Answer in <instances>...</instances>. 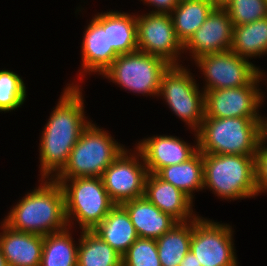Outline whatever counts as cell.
Listing matches in <instances>:
<instances>
[{
    "label": "cell",
    "instance_id": "cell-1",
    "mask_svg": "<svg viewBox=\"0 0 267 266\" xmlns=\"http://www.w3.org/2000/svg\"><path fill=\"white\" fill-rule=\"evenodd\" d=\"M81 90L77 84L64 89L42 131L39 153L43 179L50 175L53 178L63 169L71 150L91 122L85 119Z\"/></svg>",
    "mask_w": 267,
    "mask_h": 266
},
{
    "label": "cell",
    "instance_id": "cell-2",
    "mask_svg": "<svg viewBox=\"0 0 267 266\" xmlns=\"http://www.w3.org/2000/svg\"><path fill=\"white\" fill-rule=\"evenodd\" d=\"M41 179L40 186L19 200L3 220L12 229L45 236L67 228L61 184L53 178Z\"/></svg>",
    "mask_w": 267,
    "mask_h": 266
},
{
    "label": "cell",
    "instance_id": "cell-3",
    "mask_svg": "<svg viewBox=\"0 0 267 266\" xmlns=\"http://www.w3.org/2000/svg\"><path fill=\"white\" fill-rule=\"evenodd\" d=\"M263 117H204L196 132L198 150L208 154L256 155Z\"/></svg>",
    "mask_w": 267,
    "mask_h": 266
},
{
    "label": "cell",
    "instance_id": "cell-4",
    "mask_svg": "<svg viewBox=\"0 0 267 266\" xmlns=\"http://www.w3.org/2000/svg\"><path fill=\"white\" fill-rule=\"evenodd\" d=\"M204 189L219 197L237 200L258 195L255 155L203 153Z\"/></svg>",
    "mask_w": 267,
    "mask_h": 266
},
{
    "label": "cell",
    "instance_id": "cell-5",
    "mask_svg": "<svg viewBox=\"0 0 267 266\" xmlns=\"http://www.w3.org/2000/svg\"><path fill=\"white\" fill-rule=\"evenodd\" d=\"M113 140L108 132L90 122L71 150L67 164L53 179L60 183L63 179L101 177L124 150Z\"/></svg>",
    "mask_w": 267,
    "mask_h": 266
},
{
    "label": "cell",
    "instance_id": "cell-6",
    "mask_svg": "<svg viewBox=\"0 0 267 266\" xmlns=\"http://www.w3.org/2000/svg\"><path fill=\"white\" fill-rule=\"evenodd\" d=\"M60 184L65 195L68 226L71 225L70 219L76 218L81 230H93L116 205L110 199L101 177L63 179Z\"/></svg>",
    "mask_w": 267,
    "mask_h": 266
},
{
    "label": "cell",
    "instance_id": "cell-7",
    "mask_svg": "<svg viewBox=\"0 0 267 266\" xmlns=\"http://www.w3.org/2000/svg\"><path fill=\"white\" fill-rule=\"evenodd\" d=\"M169 66L159 56L136 51L119 55L101 75L133 93L158 96L162 75Z\"/></svg>",
    "mask_w": 267,
    "mask_h": 266
},
{
    "label": "cell",
    "instance_id": "cell-8",
    "mask_svg": "<svg viewBox=\"0 0 267 266\" xmlns=\"http://www.w3.org/2000/svg\"><path fill=\"white\" fill-rule=\"evenodd\" d=\"M158 96H163L173 113L195 132L205 117V93H200L191 73L181 65H170L163 73Z\"/></svg>",
    "mask_w": 267,
    "mask_h": 266
},
{
    "label": "cell",
    "instance_id": "cell-9",
    "mask_svg": "<svg viewBox=\"0 0 267 266\" xmlns=\"http://www.w3.org/2000/svg\"><path fill=\"white\" fill-rule=\"evenodd\" d=\"M202 70L206 86L204 93L210 90L236 88L245 85H258L263 73L249 60L241 58L229 50L220 53L205 54L194 59Z\"/></svg>",
    "mask_w": 267,
    "mask_h": 266
},
{
    "label": "cell",
    "instance_id": "cell-10",
    "mask_svg": "<svg viewBox=\"0 0 267 266\" xmlns=\"http://www.w3.org/2000/svg\"><path fill=\"white\" fill-rule=\"evenodd\" d=\"M232 232L230 225L200 216L193 219L190 250L198 263L201 266H238Z\"/></svg>",
    "mask_w": 267,
    "mask_h": 266
},
{
    "label": "cell",
    "instance_id": "cell-11",
    "mask_svg": "<svg viewBox=\"0 0 267 266\" xmlns=\"http://www.w3.org/2000/svg\"><path fill=\"white\" fill-rule=\"evenodd\" d=\"M134 153L128 155L127 149L105 169L101 179L115 204H122L144 196L147 168L140 151L136 148ZM142 162H139L140 158Z\"/></svg>",
    "mask_w": 267,
    "mask_h": 266
},
{
    "label": "cell",
    "instance_id": "cell-12",
    "mask_svg": "<svg viewBox=\"0 0 267 266\" xmlns=\"http://www.w3.org/2000/svg\"><path fill=\"white\" fill-rule=\"evenodd\" d=\"M137 44L138 51L159 56L170 65H178V55L184 52L170 14L137 15Z\"/></svg>",
    "mask_w": 267,
    "mask_h": 266
},
{
    "label": "cell",
    "instance_id": "cell-13",
    "mask_svg": "<svg viewBox=\"0 0 267 266\" xmlns=\"http://www.w3.org/2000/svg\"><path fill=\"white\" fill-rule=\"evenodd\" d=\"M259 85H245L205 92V117H261L257 109L263 95ZM258 112V113H257Z\"/></svg>",
    "mask_w": 267,
    "mask_h": 266
},
{
    "label": "cell",
    "instance_id": "cell-14",
    "mask_svg": "<svg viewBox=\"0 0 267 266\" xmlns=\"http://www.w3.org/2000/svg\"><path fill=\"white\" fill-rule=\"evenodd\" d=\"M233 28L228 12L222 7H216L183 45V49H189L193 60L205 54L229 51L232 46Z\"/></svg>",
    "mask_w": 267,
    "mask_h": 266
},
{
    "label": "cell",
    "instance_id": "cell-15",
    "mask_svg": "<svg viewBox=\"0 0 267 266\" xmlns=\"http://www.w3.org/2000/svg\"><path fill=\"white\" fill-rule=\"evenodd\" d=\"M84 32L81 46L82 72H99L101 75L119 56L113 48H109L108 12L93 17Z\"/></svg>",
    "mask_w": 267,
    "mask_h": 266
},
{
    "label": "cell",
    "instance_id": "cell-16",
    "mask_svg": "<svg viewBox=\"0 0 267 266\" xmlns=\"http://www.w3.org/2000/svg\"><path fill=\"white\" fill-rule=\"evenodd\" d=\"M137 145L147 172L152 174H156L163 167L185 162L198 151V144L190 146L184 140L168 135L152 136Z\"/></svg>",
    "mask_w": 267,
    "mask_h": 266
},
{
    "label": "cell",
    "instance_id": "cell-17",
    "mask_svg": "<svg viewBox=\"0 0 267 266\" xmlns=\"http://www.w3.org/2000/svg\"><path fill=\"white\" fill-rule=\"evenodd\" d=\"M144 196L162 212L171 215L178 222H188L198 217L192 213L193 200L157 174H147Z\"/></svg>",
    "mask_w": 267,
    "mask_h": 266
},
{
    "label": "cell",
    "instance_id": "cell-18",
    "mask_svg": "<svg viewBox=\"0 0 267 266\" xmlns=\"http://www.w3.org/2000/svg\"><path fill=\"white\" fill-rule=\"evenodd\" d=\"M0 249L8 266H39L43 249V236L12 229L1 224Z\"/></svg>",
    "mask_w": 267,
    "mask_h": 266
},
{
    "label": "cell",
    "instance_id": "cell-19",
    "mask_svg": "<svg viewBox=\"0 0 267 266\" xmlns=\"http://www.w3.org/2000/svg\"><path fill=\"white\" fill-rule=\"evenodd\" d=\"M128 212L138 237L157 239L177 223L171 215L162 212L145 196L121 204Z\"/></svg>",
    "mask_w": 267,
    "mask_h": 266
},
{
    "label": "cell",
    "instance_id": "cell-20",
    "mask_svg": "<svg viewBox=\"0 0 267 266\" xmlns=\"http://www.w3.org/2000/svg\"><path fill=\"white\" fill-rule=\"evenodd\" d=\"M92 231L121 255L138 238L130 216L121 204H116Z\"/></svg>",
    "mask_w": 267,
    "mask_h": 266
},
{
    "label": "cell",
    "instance_id": "cell-21",
    "mask_svg": "<svg viewBox=\"0 0 267 266\" xmlns=\"http://www.w3.org/2000/svg\"><path fill=\"white\" fill-rule=\"evenodd\" d=\"M215 8L211 0H180L170 16L176 36L183 45Z\"/></svg>",
    "mask_w": 267,
    "mask_h": 266
},
{
    "label": "cell",
    "instance_id": "cell-22",
    "mask_svg": "<svg viewBox=\"0 0 267 266\" xmlns=\"http://www.w3.org/2000/svg\"><path fill=\"white\" fill-rule=\"evenodd\" d=\"M156 174L193 200V191L204 188L203 153L198 150L187 161L163 167Z\"/></svg>",
    "mask_w": 267,
    "mask_h": 266
},
{
    "label": "cell",
    "instance_id": "cell-23",
    "mask_svg": "<svg viewBox=\"0 0 267 266\" xmlns=\"http://www.w3.org/2000/svg\"><path fill=\"white\" fill-rule=\"evenodd\" d=\"M77 266H122V255L92 230H82Z\"/></svg>",
    "mask_w": 267,
    "mask_h": 266
},
{
    "label": "cell",
    "instance_id": "cell-24",
    "mask_svg": "<svg viewBox=\"0 0 267 266\" xmlns=\"http://www.w3.org/2000/svg\"><path fill=\"white\" fill-rule=\"evenodd\" d=\"M231 51L247 59L267 54V17L234 26Z\"/></svg>",
    "mask_w": 267,
    "mask_h": 266
},
{
    "label": "cell",
    "instance_id": "cell-25",
    "mask_svg": "<svg viewBox=\"0 0 267 266\" xmlns=\"http://www.w3.org/2000/svg\"><path fill=\"white\" fill-rule=\"evenodd\" d=\"M192 220L177 223L156 239L161 266H178L190 250Z\"/></svg>",
    "mask_w": 267,
    "mask_h": 266
},
{
    "label": "cell",
    "instance_id": "cell-26",
    "mask_svg": "<svg viewBox=\"0 0 267 266\" xmlns=\"http://www.w3.org/2000/svg\"><path fill=\"white\" fill-rule=\"evenodd\" d=\"M109 48L119 55L138 51L137 16L117 11L108 12Z\"/></svg>",
    "mask_w": 267,
    "mask_h": 266
},
{
    "label": "cell",
    "instance_id": "cell-27",
    "mask_svg": "<svg viewBox=\"0 0 267 266\" xmlns=\"http://www.w3.org/2000/svg\"><path fill=\"white\" fill-rule=\"evenodd\" d=\"M66 229L43 236L39 266H77V251L73 238Z\"/></svg>",
    "mask_w": 267,
    "mask_h": 266
},
{
    "label": "cell",
    "instance_id": "cell-28",
    "mask_svg": "<svg viewBox=\"0 0 267 266\" xmlns=\"http://www.w3.org/2000/svg\"><path fill=\"white\" fill-rule=\"evenodd\" d=\"M23 79L10 70H0V112L20 107L26 99Z\"/></svg>",
    "mask_w": 267,
    "mask_h": 266
},
{
    "label": "cell",
    "instance_id": "cell-29",
    "mask_svg": "<svg viewBox=\"0 0 267 266\" xmlns=\"http://www.w3.org/2000/svg\"><path fill=\"white\" fill-rule=\"evenodd\" d=\"M223 8L228 12L234 26L267 17L266 0H230Z\"/></svg>",
    "mask_w": 267,
    "mask_h": 266
},
{
    "label": "cell",
    "instance_id": "cell-30",
    "mask_svg": "<svg viewBox=\"0 0 267 266\" xmlns=\"http://www.w3.org/2000/svg\"><path fill=\"white\" fill-rule=\"evenodd\" d=\"M122 266H161L156 240L138 237L122 255Z\"/></svg>",
    "mask_w": 267,
    "mask_h": 266
},
{
    "label": "cell",
    "instance_id": "cell-31",
    "mask_svg": "<svg viewBox=\"0 0 267 266\" xmlns=\"http://www.w3.org/2000/svg\"><path fill=\"white\" fill-rule=\"evenodd\" d=\"M264 144H266L265 140L261 139L255 155L256 190L258 194L267 192V146Z\"/></svg>",
    "mask_w": 267,
    "mask_h": 266
},
{
    "label": "cell",
    "instance_id": "cell-32",
    "mask_svg": "<svg viewBox=\"0 0 267 266\" xmlns=\"http://www.w3.org/2000/svg\"><path fill=\"white\" fill-rule=\"evenodd\" d=\"M147 4L155 6L157 9L151 13L170 14L178 5L180 0H141Z\"/></svg>",
    "mask_w": 267,
    "mask_h": 266
},
{
    "label": "cell",
    "instance_id": "cell-33",
    "mask_svg": "<svg viewBox=\"0 0 267 266\" xmlns=\"http://www.w3.org/2000/svg\"><path fill=\"white\" fill-rule=\"evenodd\" d=\"M178 266H201L194 253L189 250V252L184 256L183 260Z\"/></svg>",
    "mask_w": 267,
    "mask_h": 266
},
{
    "label": "cell",
    "instance_id": "cell-34",
    "mask_svg": "<svg viewBox=\"0 0 267 266\" xmlns=\"http://www.w3.org/2000/svg\"><path fill=\"white\" fill-rule=\"evenodd\" d=\"M262 139L267 141V117L262 119Z\"/></svg>",
    "mask_w": 267,
    "mask_h": 266
},
{
    "label": "cell",
    "instance_id": "cell-35",
    "mask_svg": "<svg viewBox=\"0 0 267 266\" xmlns=\"http://www.w3.org/2000/svg\"><path fill=\"white\" fill-rule=\"evenodd\" d=\"M216 7H224L230 0H211Z\"/></svg>",
    "mask_w": 267,
    "mask_h": 266
},
{
    "label": "cell",
    "instance_id": "cell-36",
    "mask_svg": "<svg viewBox=\"0 0 267 266\" xmlns=\"http://www.w3.org/2000/svg\"><path fill=\"white\" fill-rule=\"evenodd\" d=\"M0 266H8L5 257L2 254V251L0 249Z\"/></svg>",
    "mask_w": 267,
    "mask_h": 266
}]
</instances>
